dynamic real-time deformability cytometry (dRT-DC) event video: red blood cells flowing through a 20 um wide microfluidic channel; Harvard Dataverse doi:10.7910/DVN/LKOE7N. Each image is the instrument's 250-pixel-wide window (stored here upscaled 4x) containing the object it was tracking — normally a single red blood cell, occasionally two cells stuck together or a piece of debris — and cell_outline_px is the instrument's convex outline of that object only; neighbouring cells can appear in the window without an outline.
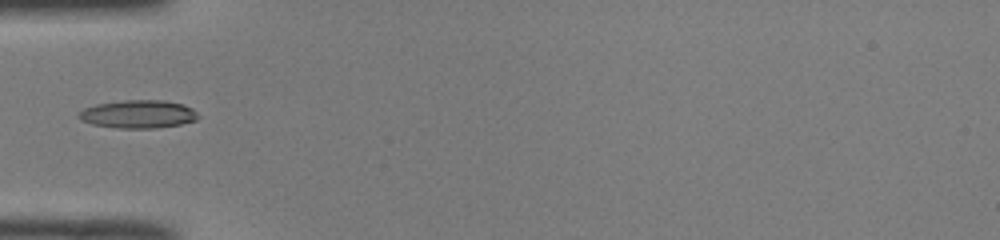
{"species": "common noctule bat (a hibernating species)", "species_latin": "Nyctalus noctula", "temperature_condition": "room temperature", "stored_images_in_passage": 25, "camera_frame_rate_fps": 3000, "um_per_image_px": 0.085, "animal": {"sex": "male", "body_mass_g": 19.0, "forearm_length_mm": 50.8}, "frame": {"image": 1, "passage_image": 1, "time_ms": 0.0, "image_size_px": [1000, 240], "cell_outline_px": [[200, 116], [196, 120], [180, 124], [156, 128], [116, 128], [92, 124], [80, 120], [76, 116], [84, 108], [96, 104], [124, 100], [164, 100], [184, 104], [192, 108]], "centroid_in_image_um": [11.74, 9.7], "position_along_channel_um": 73.3, "area_um2": 19.65}}
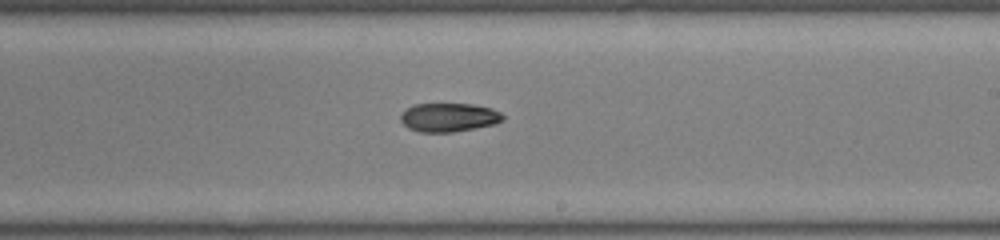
{"frame": {"image": 2, "passage_image": 14, "time_ms": 4.333, "image_size_px": [1000, 240], "cell_outline_px": [[504, 120], [496, 124], [452, 132], [420, 132], [408, 128], [400, 120], [400, 116], [408, 108], [416, 104], [472, 104], [492, 108], [500, 112], [504, 116]], "centroid_in_image_um": [38.18, 9.98], "position_along_channel_um": 250.8, "area_um2": 17.05}}
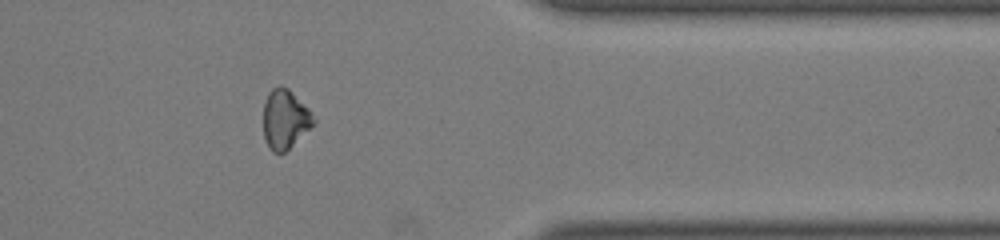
{"frame": {"image": 3, "passage_image": 25, "time_ms": 8.0, "image_size_px": [1000, 240], "cell_outline_px": [[316, 120], [284, 152], [272, 152], [268, 148], [264, 140], [264, 104], [268, 92], [272, 88], [280, 84], [288, 88], [312, 112]], "centroid_in_image_um": [24.19, 10.1], "position_along_channel_um": 387.2, "area_um2": 17.05}}